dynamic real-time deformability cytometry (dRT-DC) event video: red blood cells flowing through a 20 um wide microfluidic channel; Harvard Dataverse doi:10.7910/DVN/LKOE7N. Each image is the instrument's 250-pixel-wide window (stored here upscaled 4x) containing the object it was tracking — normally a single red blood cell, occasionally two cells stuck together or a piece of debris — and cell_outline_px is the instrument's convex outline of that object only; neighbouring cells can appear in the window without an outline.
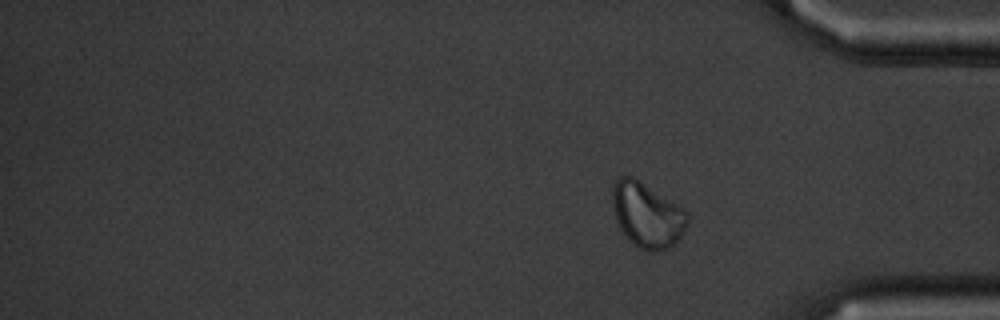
{"species": "common noctule bat (a hibernating species)", "species_latin": "Nyctalus noctula", "temperature_condition": "cold", "stored_images_in_passage": 17, "segment_of_instrument_passage": [2, 2], "camera_frame_rate_fps": 3000, "um_per_image_px": 0.085, "animal": {"sex": "male", "body_mass_g": 20.1, "forearm_length_mm": 53.5}, "frame": {"image": 1, "passage_image": 17, "time_ms": 19.333, "image_size_px": [1000, 320], "cell_outline_px": [[688, 220], [684, 232], [668, 248], [656, 252], [648, 252], [632, 244], [620, 228], [616, 220], [612, 204], [612, 184], [624, 172], [632, 176], [688, 212]], "centroid_in_image_um": [54.96, 18.27], "position_along_channel_um": 380.2, "area_um2": 28.26}}